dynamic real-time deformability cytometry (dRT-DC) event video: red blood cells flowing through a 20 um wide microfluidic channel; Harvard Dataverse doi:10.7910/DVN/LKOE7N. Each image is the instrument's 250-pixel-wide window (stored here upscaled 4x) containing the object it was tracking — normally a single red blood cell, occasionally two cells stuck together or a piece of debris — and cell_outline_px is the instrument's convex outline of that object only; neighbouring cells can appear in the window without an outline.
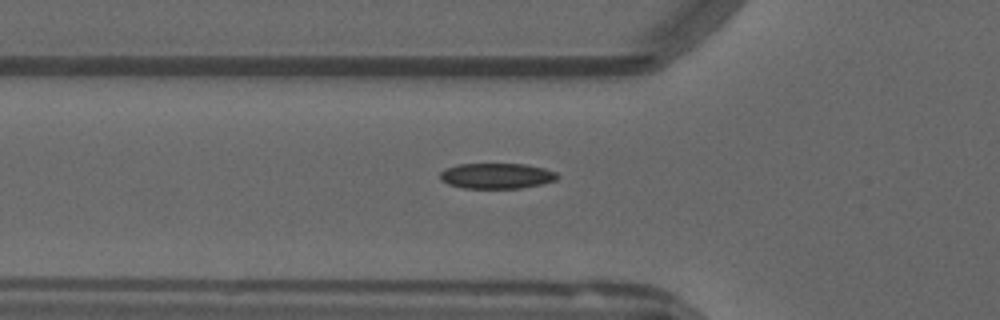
{"species": "common noctule bat (a hibernating species)", "species_latin": "Nyctalus noctula", "temperature_condition": "warm", "stored_images_in_passage": 38, "camera_frame_rate_fps": 3000, "um_per_image_px": 0.085, "animal": {"sex": "male", "forearm_length_mm": 52.5}, "frame": {"image": 1, "passage_image": 2, "time_ms": 0.333, "image_size_px": [1000, 320], "cell_outline_px": [[560, 176], [556, 180], [540, 184], [520, 188], [464, 188], [448, 184], [440, 180], [440, 172], [448, 168], [460, 164], [524, 164], [544, 168], [556, 172]], "centroid_in_image_um": [42.23, 14.95], "position_along_channel_um": 83.6, "area_um2": 17.34}}
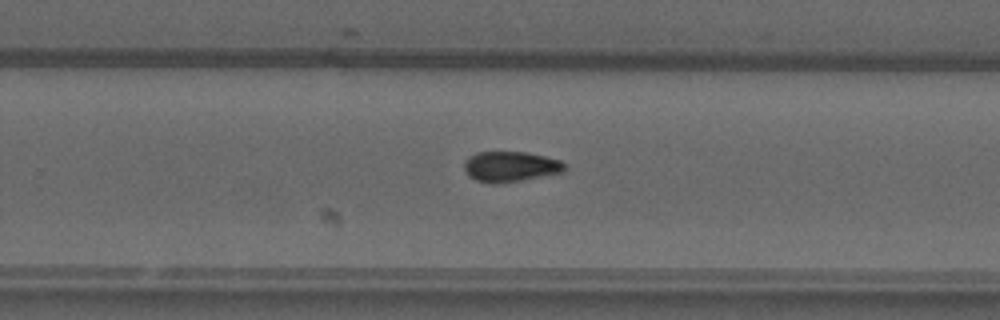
{"frame": {"image": 2, "passage_image": 18, "time_ms": 5.667, "image_size_px": [1000, 320], "cell_outline_px": [[568, 168], [564, 172], [520, 180], [496, 184], [488, 184], [476, 180], [468, 176], [464, 168], [464, 160], [468, 156], [476, 152], [524, 152], [544, 156], [560, 160]], "centroid_in_image_um": [43.35, 14.16], "position_along_channel_um": 286.4, "area_um2": 17.92}}
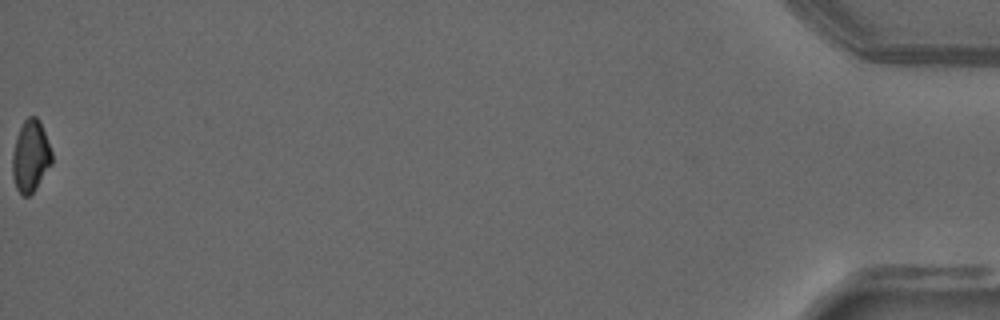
{"frame": {"image": 3, "passage_image": 38, "time_ms": 12.333, "image_size_px": [1000, 320], "cell_outline_px": [[52, 164], [36, 188], [28, 196], [24, 196], [16, 188], [12, 176], [12, 152], [16, 136], [24, 120], [28, 116], [36, 116], [40, 120], [52, 152]], "centroid_in_image_um": [2.59, 13.26], "position_along_channel_um": 432.6, "area_um2": 16.59}, "authors_computed_cell_mechanics": {"area_um2": 17.5423, "velocity_mm_per_s": 3.8003, "shape_relaxation_time_tau1_ms": null, "shape_relaxation_time_tau2_ms": 4.4621, "deformation_change_tau1": null, "deformation_change_tau2": 0.0898}}